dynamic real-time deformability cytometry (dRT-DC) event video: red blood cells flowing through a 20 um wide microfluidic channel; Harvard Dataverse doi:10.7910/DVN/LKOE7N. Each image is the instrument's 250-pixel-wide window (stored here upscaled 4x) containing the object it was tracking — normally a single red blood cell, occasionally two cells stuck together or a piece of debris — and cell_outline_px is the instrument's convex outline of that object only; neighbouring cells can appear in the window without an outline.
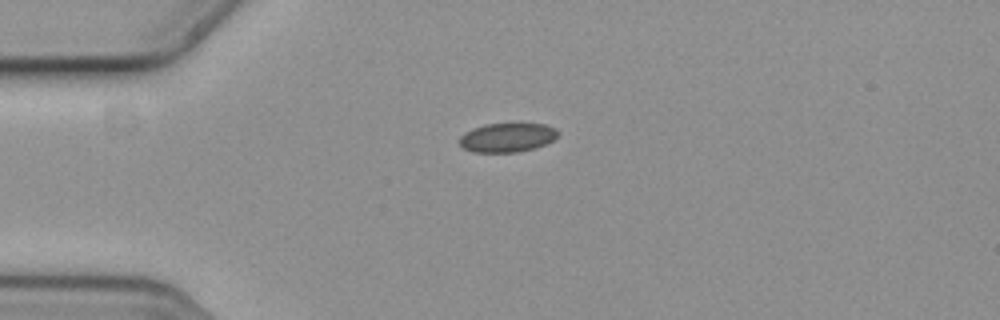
{"species": "common noctule bat (a hibernating species)", "species_latin": "Nyctalus noctula", "temperature_condition": "cold", "stored_images_in_passage": 44, "camera_frame_rate_fps": 3000, "um_per_image_px": 0.085, "animal": {"sex": "female", "body_mass_g": 19.3, "forearm_length_mm": 54.1}, "frame": {"image": 1, "passage_image": 1, "time_ms": 0.0, "image_size_px": [1000, 320], "cell_outline_px": [[560, 132], [552, 140], [536, 148], [516, 152], [472, 152], [460, 148], [460, 136], [464, 132], [472, 128], [484, 124], [512, 120], [544, 124], [556, 128]], "centroid_in_image_um": [43.1, 11.63], "position_along_channel_um": 41.9, "area_um2": 17.63}}
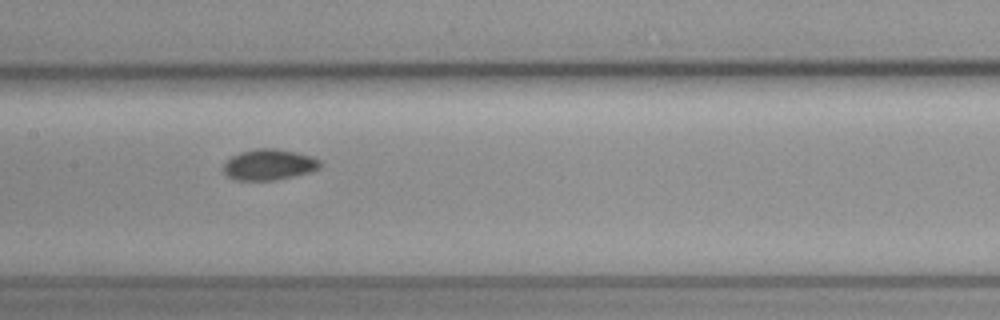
{"frame": {"image": 2, "passage_image": 15, "time_ms": 4.667, "image_size_px": [1000, 320], "cell_outline_px": [[320, 168], [308, 172], [292, 176], [272, 180], [236, 180], [228, 176], [224, 172], [224, 164], [232, 156], [240, 152], [256, 148], [276, 148], [296, 152], [312, 156], [320, 160]], "centroid_in_image_um": [22.87, 13.98], "position_along_channel_um": 184.5, "area_um2": 17.22}}
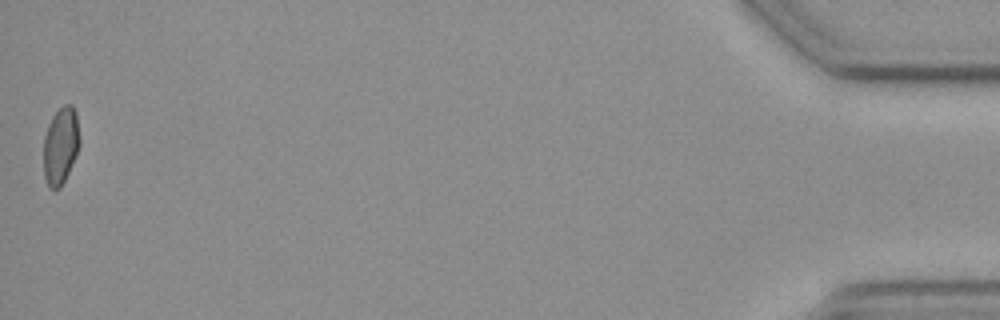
{"frame": {"image": 3, "passage_image": 44, "time_ms": 14.333, "image_size_px": [1000, 320], "cell_outline_px": [[80, 144], [68, 172], [60, 188], [48, 188], [44, 176], [44, 136], [48, 124], [52, 116], [64, 104], [72, 104], [76, 112], [80, 140]], "centroid_in_image_um": [5.15, 12.35], "position_along_channel_um": 430.1, "area_um2": 16.13}, "authors_computed_cell_mechanics": {"area_um2": 16.7042, "velocity_mm_per_s": 3.5999, "shape_relaxation_time_tau1_ms": 9.853, "shape_relaxation_time_tau2_ms": 3.4145, "deformation_change_tau1": 0.0914, "deformation_change_tau2": 0.0578}}